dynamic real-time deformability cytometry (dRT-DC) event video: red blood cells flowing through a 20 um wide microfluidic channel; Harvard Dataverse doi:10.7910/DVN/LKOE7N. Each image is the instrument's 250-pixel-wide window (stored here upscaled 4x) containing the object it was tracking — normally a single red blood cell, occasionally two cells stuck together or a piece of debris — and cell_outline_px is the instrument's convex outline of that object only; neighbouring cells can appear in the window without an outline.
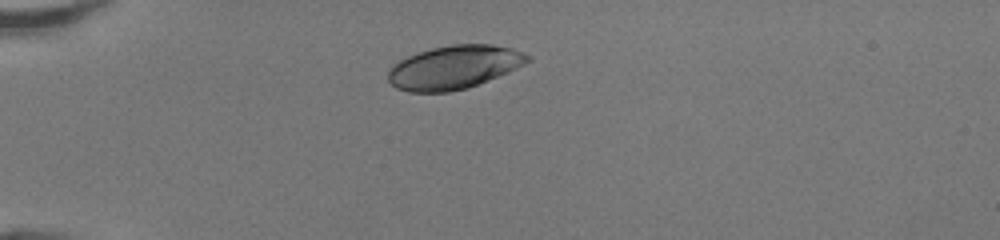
{"species": "human", "species_latin": "Homo sapiens", "temperature_condition": "room temperature", "stored_images_in_passage": 36, "camera_frame_rate_fps": 3000, "um_per_image_px": 0.085, "donor": {"sex": "female"}, "frame": {"image": 1, "passage_image": 1, "time_ms": 0.0, "image_size_px": [1000, 240], "cell_outline_px": [[532, 60], [508, 72], [468, 88], [448, 92], [408, 92], [396, 88], [388, 80], [388, 68], [392, 64], [408, 56], [432, 48], [452, 44], [492, 44], [512, 48], [532, 56]], "centroid_in_image_um": [38.59, 5.72], "position_along_channel_um": 46.4, "area_um2": 35.43}}
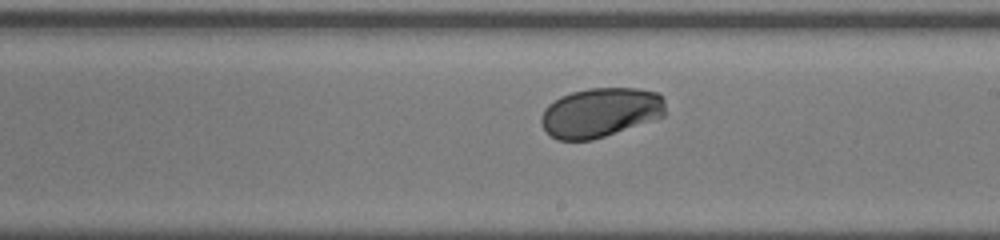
{"frame": {"image": 2, "passage_image": 17, "time_ms": 5.333, "image_size_px": [1000, 240], "cell_outline_px": [[664, 116], [592, 140], [556, 140], [540, 124], [540, 116], [544, 108], [548, 104], [560, 96], [572, 92], [588, 88], [636, 88], [656, 92], [664, 100]], "centroid_in_image_um": [50.98, 9.55], "position_along_channel_um": 238.0, "area_um2": 35.66}}
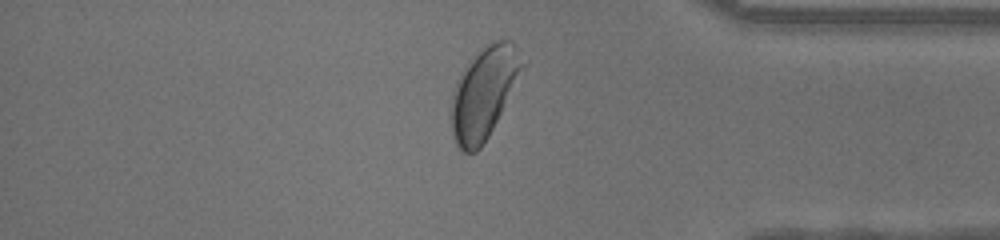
{"frame": {"image": 3, "passage_image": 29, "time_ms": 9.333, "image_size_px": [1000, 240], "cell_outline_px": [[528, 64], [524, 72], [488, 136], [480, 148], [476, 152], [460, 152], [452, 136], [448, 120], [448, 108], [452, 92], [464, 68], [484, 44], [496, 40], [512, 40], [516, 44], [528, 60]], "centroid_in_image_um": [41.15, 7.87], "position_along_channel_um": 394.0, "area_um2": 39.25}, "authors_computed_cell_mechanics": {"area_um2": 36.5007, "velocity_mm_per_s": 4.2425, "shape_relaxation_time_tau1_ms": 1.5739, "shape_relaxation_time_tau2_ms": null, "deformation_change_tau1": 0.1078, "deformation_change_tau2": null}}